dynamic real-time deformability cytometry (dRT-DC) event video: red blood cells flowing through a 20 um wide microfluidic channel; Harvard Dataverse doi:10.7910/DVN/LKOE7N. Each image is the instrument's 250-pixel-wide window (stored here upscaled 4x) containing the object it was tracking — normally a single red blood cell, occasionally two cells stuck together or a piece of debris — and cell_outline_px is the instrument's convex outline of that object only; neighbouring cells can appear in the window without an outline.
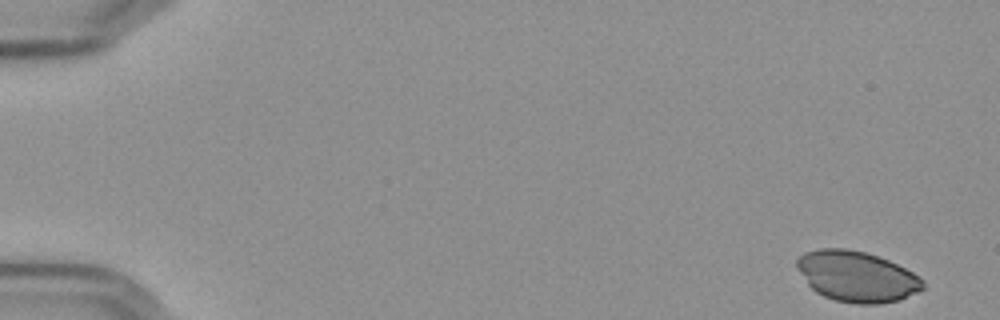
{"species": "Egyptian fruit bat (a non-hibernating species)", "species_latin": "Rousettus aegyptiacus", "temperature_condition": "cold", "stored_images_in_passage": 37, "camera_frame_rate_fps": 3000, "um_per_image_px": 0.085, "frame": {"image": 1, "passage_image": 1, "time_ms": 0.0, "image_size_px": [1000, 320], "cell_outline_px": [[924, 288], [900, 300], [880, 304], [856, 304], [836, 300], [824, 296], [816, 292], [808, 284], [796, 268], [796, 260], [804, 252], [820, 248], [844, 248], [864, 252], [888, 260], [920, 276], [924, 280]], "centroid_in_image_um": [72.82, 23.5], "position_along_channel_um": 12.2, "area_um2": 37.17}}